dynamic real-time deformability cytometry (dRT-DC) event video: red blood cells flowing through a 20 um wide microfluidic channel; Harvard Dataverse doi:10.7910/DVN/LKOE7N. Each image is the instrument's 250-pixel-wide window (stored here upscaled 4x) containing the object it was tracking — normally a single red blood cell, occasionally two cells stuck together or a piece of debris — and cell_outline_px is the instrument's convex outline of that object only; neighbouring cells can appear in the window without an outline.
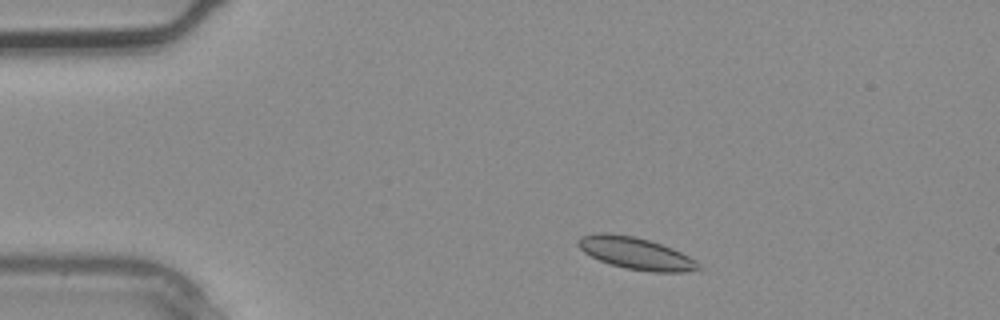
{"species": "common noctule bat (a hibernating species)", "species_latin": "Nyctalus noctula", "temperature_condition": "warm", "stored_images_in_passage": 2, "camera_frame_rate_fps": 3000, "um_per_image_px": 0.085, "animal": {"sex": "male", "body_mass_g": 20.4}, "frame": {"image": 1, "passage_image": 1, "time_ms": 0.0, "image_size_px": [1000, 320], "cell_outline_px": [[700, 268], [684, 272], [652, 272], [624, 268], [608, 264], [584, 252], [576, 244], [576, 240], [580, 236], [596, 232], [604, 232], [632, 236], [648, 240], [672, 248], [696, 260], [700, 264]], "centroid_in_image_um": [54.0, 21.53], "position_along_channel_um": 31.0, "area_um2": 22.43}}
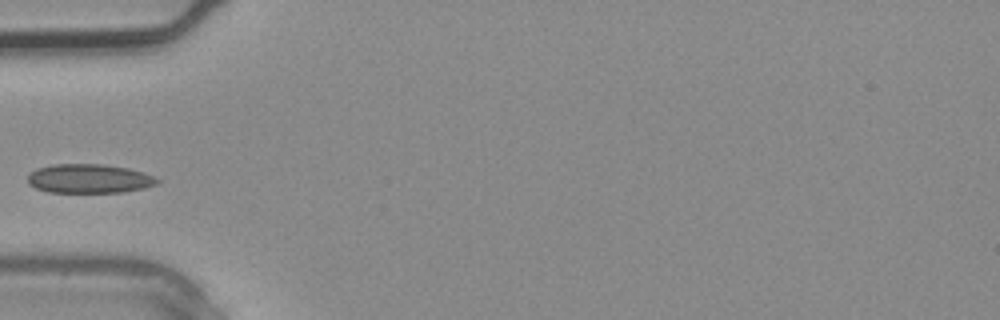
{"frame": {"image": 2, "passage_image": 2, "time_ms": 0.333, "image_size_px": [1000, 320], "cell_outline_px": [[160, 180], [156, 184], [144, 188], [124, 192], [48, 192], [36, 188], [28, 184], [28, 172], [36, 168], [52, 164], [104, 164], [128, 168], [144, 172]], "centroid_in_image_um": [7.54, 15.17], "position_along_channel_um": 77.5, "area_um2": 22.08}}